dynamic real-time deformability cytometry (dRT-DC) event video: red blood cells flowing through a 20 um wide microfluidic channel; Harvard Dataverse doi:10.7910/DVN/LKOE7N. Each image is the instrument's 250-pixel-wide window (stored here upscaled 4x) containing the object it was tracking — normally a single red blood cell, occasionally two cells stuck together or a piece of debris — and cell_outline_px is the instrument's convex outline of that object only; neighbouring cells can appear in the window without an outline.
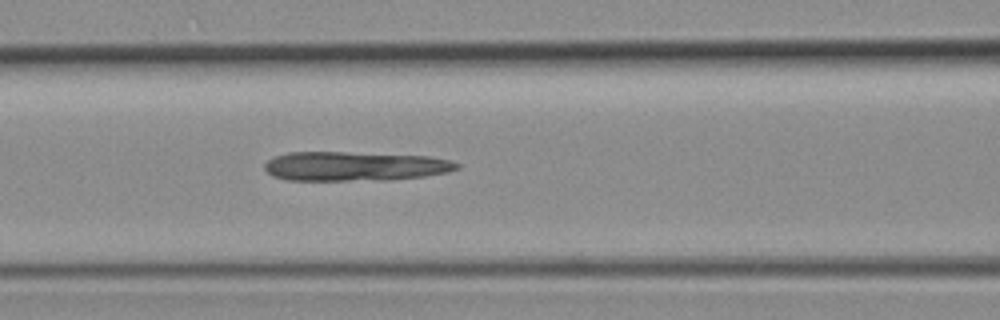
{"species": "common noctule bat (a hibernating species)", "species_latin": "Nyctalus noctula", "temperature_condition": "room temperature", "stored_images_in_passage": 35, "segment_of_instrument_passage": [1, 2], "camera_frame_rate_fps": 3000, "um_per_image_px": 0.085, "animal": {"sex": "female", "body_mass_g": 19.3, "forearm_length_mm": 54.1}, "frame": {"image": 1, "passage_image": 8, "time_ms": 2.333, "image_size_px": [1000, 320], "cell_outline_px": [[460, 168], [448, 172], [424, 176], [388, 180], [288, 180], [272, 176], [264, 168], [264, 164], [268, 160], [276, 156], [288, 152], [344, 152], [428, 156], [448, 160], [460, 164]], "centroid_in_image_um": [30.15, 14.13], "position_along_channel_um": 136.5, "area_um2": 32.77}}
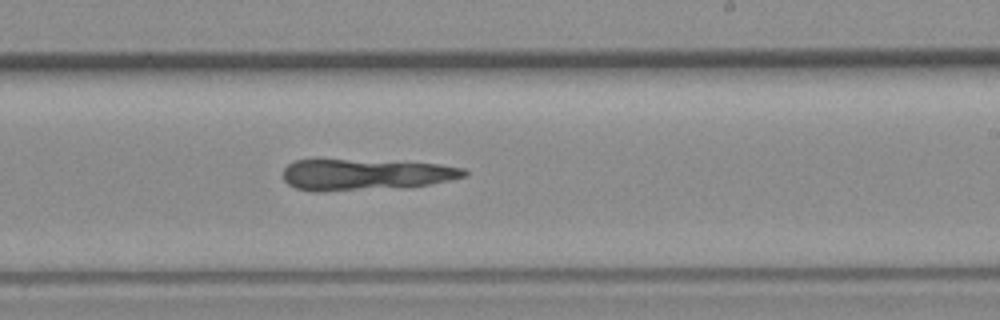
{"frame": {"image": 2, "passage_image": 16, "time_ms": 5.0, "image_size_px": [1000, 320], "cell_outline_px": [[468, 176], [452, 180], [432, 184], [408, 188], [316, 192], [312, 192], [296, 188], [288, 184], [284, 180], [284, 168], [288, 164], [296, 160], [344, 160], [440, 164], [464, 168], [468, 172]], "centroid_in_image_um": [31.1, 14.87], "position_along_channel_um": 257.9, "area_um2": 33.23}}
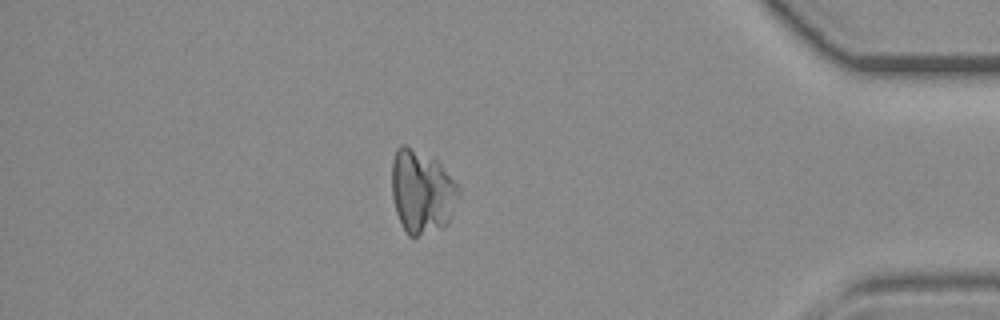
{"frame": {"image": 3, "passage_image": 28, "time_ms": 9.0, "image_size_px": [1000, 320], "cell_outline_px": [[460, 192], [448, 224], [444, 228], [416, 236], [408, 236], [396, 212], [392, 196], [392, 160], [396, 148], [400, 144], [404, 144], [436, 160], [460, 184]], "centroid_in_image_um": [35.87, 16.29], "position_along_channel_um": 399.3, "area_um2": 32.66}}